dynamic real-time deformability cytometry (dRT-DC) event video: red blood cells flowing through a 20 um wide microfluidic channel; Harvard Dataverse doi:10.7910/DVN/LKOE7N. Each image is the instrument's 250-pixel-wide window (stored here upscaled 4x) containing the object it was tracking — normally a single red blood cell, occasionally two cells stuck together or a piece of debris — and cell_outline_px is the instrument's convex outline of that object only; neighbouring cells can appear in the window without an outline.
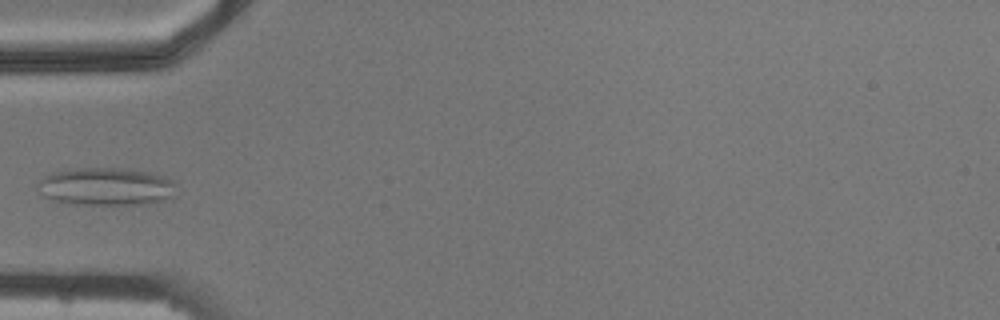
{"species": "common noctule bat (a hibernating species)", "species_latin": "Nyctalus noctula", "temperature_condition": "cold", "stored_images_in_passage": 4, "camera_frame_rate_fps": 3000, "um_per_image_px": 0.085, "animal": {"sex": "male", "body_mass_g": 20.5, "forearm_length_mm": 52.5}, "frame": {"image": 1, "passage_image": 4, "time_ms": 3.333, "image_size_px": [1000, 320], "cell_outline_px": [[176, 180], [172, 196], [164, 200], [148, 204], [84, 204], [56, 200], [44, 196], [36, 188], [36, 184], [44, 176], [52, 172], [80, 168], [116, 168], [148, 172]], "centroid_in_image_um": [9.02, 15.85], "position_along_channel_um": 76.0, "area_um2": 30.23}}